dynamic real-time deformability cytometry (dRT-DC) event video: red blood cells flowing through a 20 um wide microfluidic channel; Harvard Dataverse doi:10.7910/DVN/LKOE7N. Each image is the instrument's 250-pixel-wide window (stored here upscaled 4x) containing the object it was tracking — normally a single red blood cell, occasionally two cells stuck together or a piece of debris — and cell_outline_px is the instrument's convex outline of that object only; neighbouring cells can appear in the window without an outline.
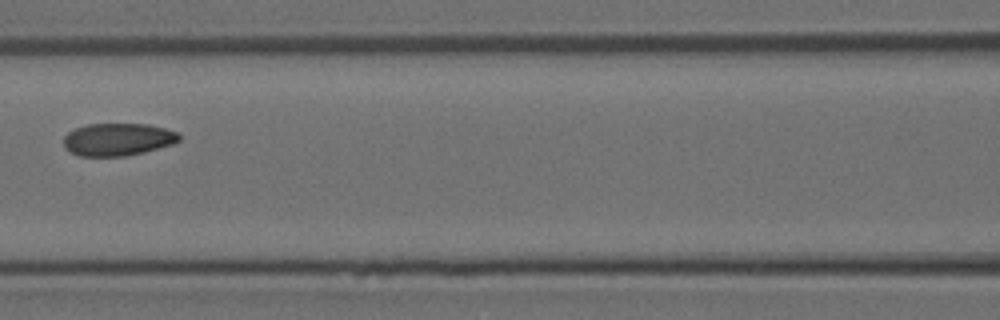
{"species": "Egyptian fruit bat (a non-hibernating species)", "species_latin": "Rousettus aegyptiacus", "temperature_condition": "room temperature", "stored_images_in_passage": 6, "camera_frame_rate_fps": 3000, "um_per_image_px": 0.085, "animal": {"sex": "female"}, "frame": {"image": 1, "passage_image": 5, "time_ms": 1.333, "image_size_px": [1000, 320], "cell_outline_px": [[180, 140], [172, 144], [144, 152], [124, 156], [80, 156], [64, 148], [64, 136], [68, 132], [76, 128], [88, 124], [148, 124], [164, 128], [176, 132], [180, 136]], "centroid_in_image_um": [10.0, 11.85], "position_along_channel_um": 156.6, "area_um2": 21.79}}
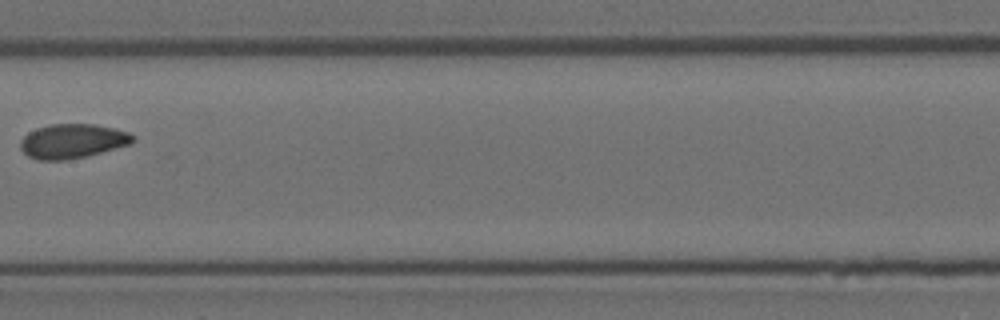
{"frame": {"image": 2, "passage_image": 6, "time_ms": 1.667, "image_size_px": [1000, 320], "cell_outline_px": [[136, 140], [132, 144], [68, 160], [40, 160], [28, 156], [20, 148], [20, 140], [28, 132], [36, 128], [48, 124], [92, 124], [112, 128], [128, 132], [136, 136]], "centroid_in_image_um": [6.16, 11.99], "position_along_channel_um": 201.2, "area_um2": 22.54}}